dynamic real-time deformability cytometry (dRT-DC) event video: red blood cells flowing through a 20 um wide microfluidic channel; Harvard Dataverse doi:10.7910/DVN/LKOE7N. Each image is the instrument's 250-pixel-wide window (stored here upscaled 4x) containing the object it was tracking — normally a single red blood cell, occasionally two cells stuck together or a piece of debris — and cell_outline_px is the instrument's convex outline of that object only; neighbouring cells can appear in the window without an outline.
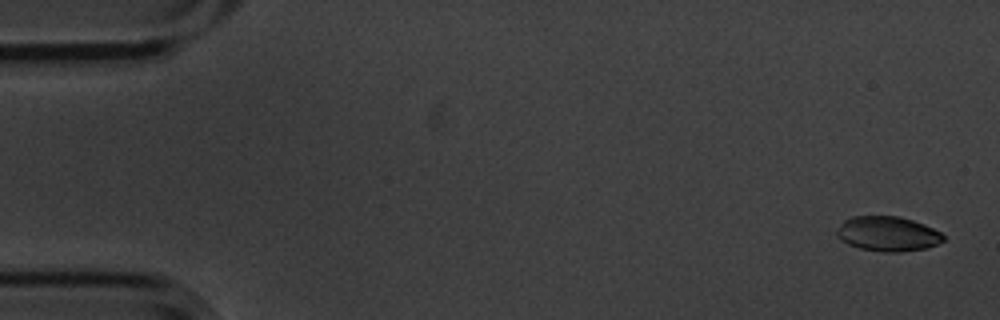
{"species": "common noctule bat (a hibernating species)", "species_latin": "Nyctalus noctula", "temperature_condition": "cold", "stored_images_in_passage": 15, "camera_frame_rate_fps": 3000, "um_per_image_px": 0.085, "animal": {"sex": "male", "body_mass_g": 20.1, "forearm_length_mm": 53.5}, "frame": {"image": 1, "passage_image": 1, "time_ms": 0.0, "image_size_px": [1000, 320], "cell_outline_px": [[944, 240], [928, 248], [900, 252], [884, 252], [860, 248], [848, 244], [840, 240], [836, 236], [836, 228], [844, 220], [852, 216], [900, 216], [924, 224], [940, 232], [944, 236]], "centroid_in_image_um": [75.43, 19.87], "position_along_channel_um": 9.6, "area_um2": 21.73}}
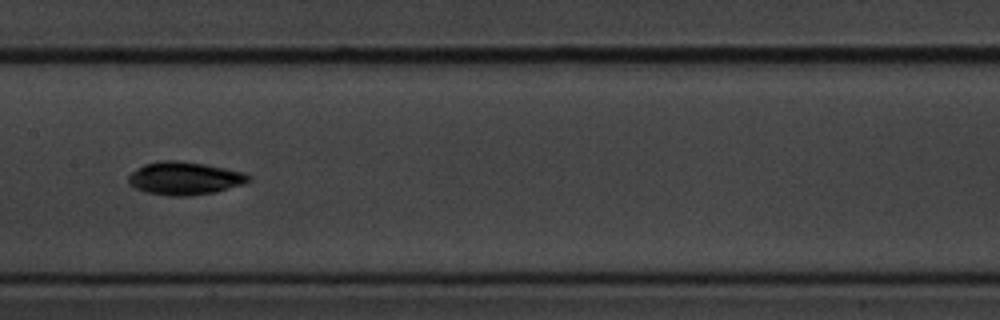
{"frame": {"image": 2, "passage_image": 8, "time_ms": 2.333, "image_size_px": [1000, 320], "cell_outline_px": [[252, 180], [244, 184], [216, 192], [188, 196], [168, 196], [148, 192], [136, 188], [128, 184], [128, 176], [132, 172], [144, 164], [164, 160], [176, 160], [204, 164], [244, 172], [252, 176]], "centroid_in_image_um": [15.72, 15.16], "position_along_channel_um": 191.7, "area_um2": 23.12}}
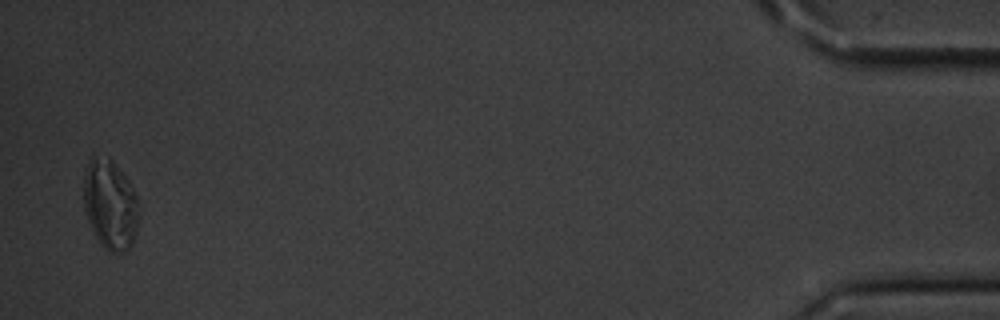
{"frame": {"image": 3, "passage_image": 15, "time_ms": 4.667, "image_size_px": [1000, 320], "cell_outline_px": [[136, 232], [132, 244], [124, 252], [112, 252], [104, 248], [100, 244], [88, 220], [84, 208], [84, 168], [88, 156], [108, 156], [112, 160], [128, 180], [136, 196]], "centroid_in_image_um": [9.31, 17.33], "position_along_channel_um": 425.9, "area_um2": 28.61}}